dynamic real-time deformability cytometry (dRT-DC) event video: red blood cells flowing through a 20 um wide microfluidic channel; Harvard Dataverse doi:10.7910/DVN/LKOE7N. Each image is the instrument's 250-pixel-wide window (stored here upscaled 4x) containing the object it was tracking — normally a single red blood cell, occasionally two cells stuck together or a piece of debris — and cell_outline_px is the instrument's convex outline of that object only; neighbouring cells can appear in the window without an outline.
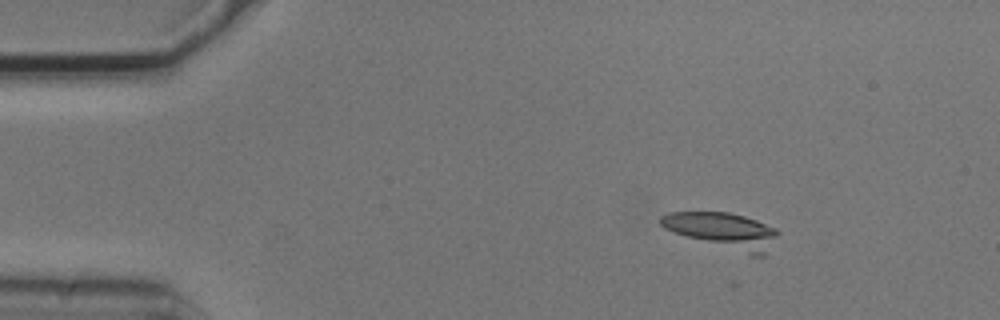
{"species": "common noctule bat (a hibernating species)", "species_latin": "Nyctalus noctula", "temperature_condition": "cold", "stored_images_in_passage": 7, "camera_frame_rate_fps": 3000, "um_per_image_px": 0.085, "animal": {"sex": "male", "body_mass_g": 20.5, "forearm_length_mm": 52.5}, "frame": {"image": 1, "passage_image": 3, "time_ms": 0.667, "image_size_px": [1000, 320], "cell_outline_px": [[780, 232], [764, 256], [752, 256], [688, 236], [664, 228], [660, 224], [660, 216], [672, 212], [728, 212], [744, 216], [756, 220], [776, 228]], "centroid_in_image_um": [61.51, 19.59], "position_along_channel_um": 23.5, "area_um2": 23.93}}